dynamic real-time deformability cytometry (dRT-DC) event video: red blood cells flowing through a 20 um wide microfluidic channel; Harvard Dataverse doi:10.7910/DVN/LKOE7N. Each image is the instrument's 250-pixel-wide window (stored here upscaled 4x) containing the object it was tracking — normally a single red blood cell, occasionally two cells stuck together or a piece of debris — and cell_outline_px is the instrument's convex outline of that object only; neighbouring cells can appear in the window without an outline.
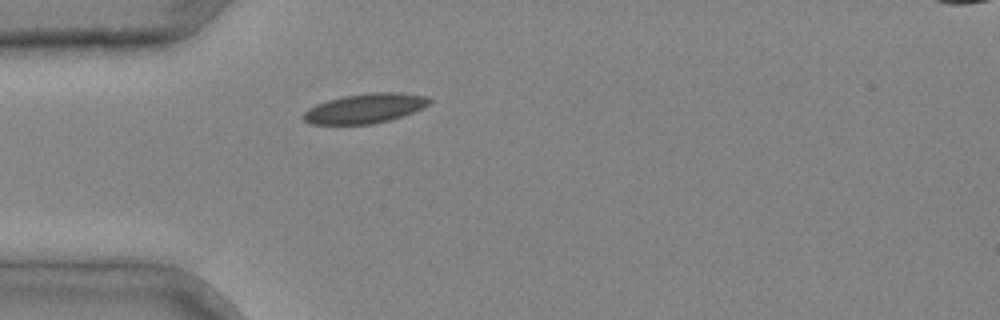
{"species": "common noctule bat (a hibernating species)", "species_latin": "Nyctalus noctula", "temperature_condition": "cold", "stored_images_in_passage": 3, "camera_frame_rate_fps": 3000, "um_per_image_px": 0.085, "animal": {"sex": "male", "body_mass_g": 20.4}, "frame": {"image": 1, "passage_image": 3, "time_ms": 0.667, "image_size_px": [1000, 320], "cell_outline_px": [[432, 100], [428, 104], [404, 116], [372, 124], [308, 124], [300, 116], [308, 108], [316, 104], [328, 100], [344, 96], [372, 92], [400, 92], [428, 96]], "centroid_in_image_um": [31.0, 9.21], "position_along_channel_um": 54.0, "area_um2": 21.79}}